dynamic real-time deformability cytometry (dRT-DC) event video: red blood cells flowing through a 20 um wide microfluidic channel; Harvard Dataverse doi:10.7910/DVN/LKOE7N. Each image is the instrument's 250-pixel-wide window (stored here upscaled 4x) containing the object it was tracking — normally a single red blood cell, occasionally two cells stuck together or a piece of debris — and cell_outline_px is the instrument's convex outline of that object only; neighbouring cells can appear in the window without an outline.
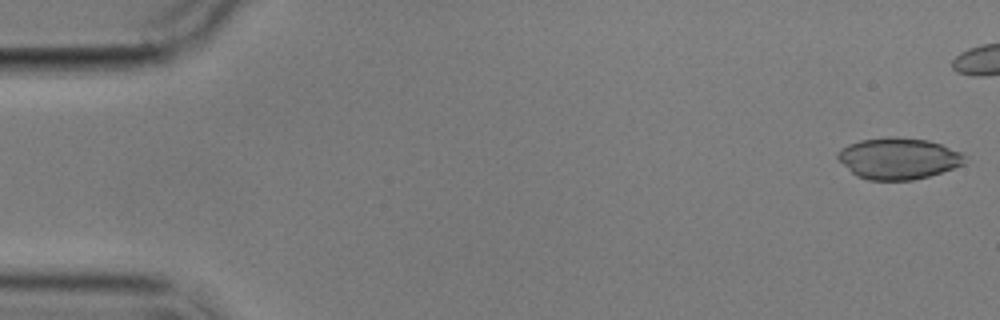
{"species": "common noctule bat (a hibernating species)", "species_latin": "Nyctalus noctula", "temperature_condition": "cold", "stored_images_in_passage": 6, "camera_frame_rate_fps": 3000, "um_per_image_px": 0.085, "animal": {"sex": "male", "body_mass_g": 17.9}, "frame": {"image": 1, "passage_image": 1, "time_ms": 0.0, "image_size_px": [1000, 320], "cell_outline_px": [[964, 164], [928, 176], [912, 180], [868, 180], [856, 176], [836, 156], [840, 148], [848, 144], [860, 140], [888, 136], [896, 136], [928, 140], [940, 144], [960, 152], [964, 156]], "centroid_in_image_um": [76.33, 13.45], "position_along_channel_um": 8.7, "area_um2": 30.46}}
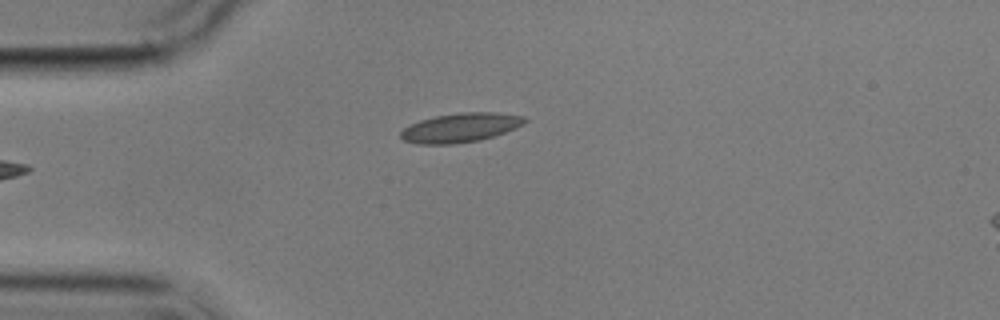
{"frame": {"image": 2, "passage_image": 6, "time_ms": 6.0, "image_size_px": [1000, 320], "cell_outline_px": [[528, 120], [524, 124], [516, 128], [480, 140], [456, 144], [416, 144], [404, 140], [400, 136], [400, 132], [404, 128], [420, 120], [436, 116], [460, 112], [496, 112], [524, 116]], "centroid_in_image_um": [39.15, 10.85], "position_along_channel_um": 45.8, "area_um2": 21.1}}